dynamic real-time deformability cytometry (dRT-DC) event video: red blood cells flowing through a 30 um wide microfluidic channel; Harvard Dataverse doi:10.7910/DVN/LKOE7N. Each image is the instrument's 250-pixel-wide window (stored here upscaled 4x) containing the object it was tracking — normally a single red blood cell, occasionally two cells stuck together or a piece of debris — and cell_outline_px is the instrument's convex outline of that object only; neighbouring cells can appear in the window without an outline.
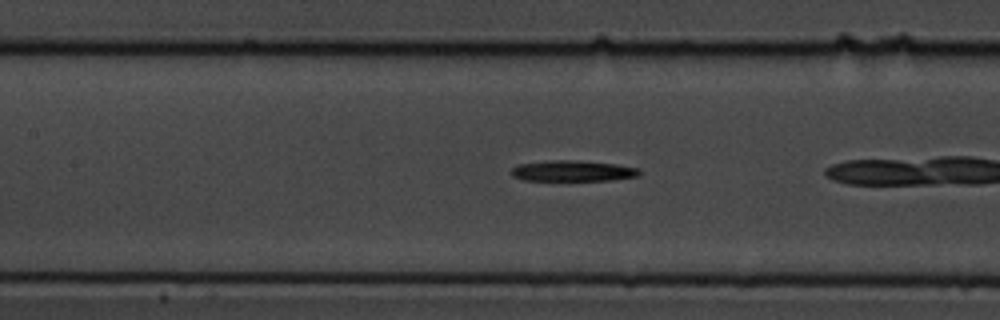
{"species": "common noctule bat (a hibernating species)", "species_latin": "Nyctalus noctula", "temperature_condition": "cold", "stored_images_in_passage": 27, "camera_frame_rate_fps": 3000, "um_per_image_px": 0.085, "animal": {"sex": "male", "body_mass_g": 19.5, "forearm_length_mm": 54.6}, "frame": {"image": 1, "passage_image": 8, "time_ms": 2.333, "image_size_px": [1000, 320], "cell_outline_px": [[640, 176], [612, 180], [524, 180], [512, 176], [512, 168], [520, 164], [548, 160], [576, 160], [616, 164], [640, 168]], "centroid_in_image_um": [48.73, 14.52], "position_along_channel_um": 158.7, "area_um2": 15.55}}